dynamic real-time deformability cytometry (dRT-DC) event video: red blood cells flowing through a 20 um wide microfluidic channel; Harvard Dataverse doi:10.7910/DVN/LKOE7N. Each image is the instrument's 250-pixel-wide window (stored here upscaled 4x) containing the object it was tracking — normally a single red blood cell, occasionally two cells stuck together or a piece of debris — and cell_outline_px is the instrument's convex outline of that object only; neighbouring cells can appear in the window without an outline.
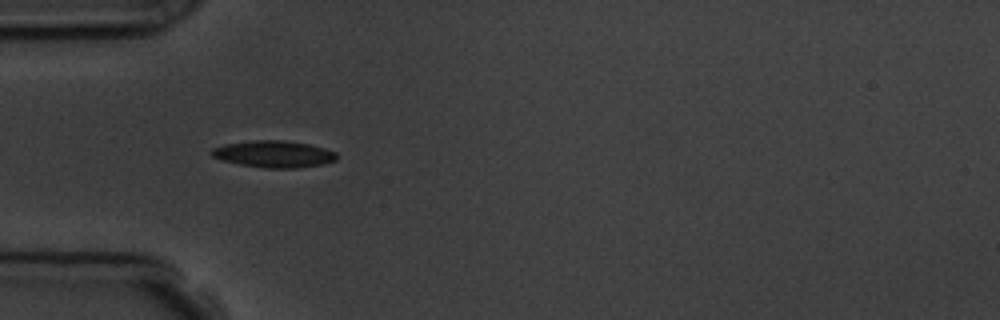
{"species": "common noctule bat (a hibernating species)", "species_latin": "Nyctalus noctula", "temperature_condition": "room temperature", "stored_images_in_passage": 10, "camera_frame_rate_fps": 3000, "um_per_image_px": 0.085, "animal": {"sex": "male", "body_mass_g": 19.5, "forearm_length_mm": 54.6}, "frame": {"image": 1, "passage_image": 6, "time_ms": 5.667, "image_size_px": [1000, 320], "cell_outline_px": [[336, 160], [324, 164], [296, 168], [268, 168], [240, 164], [224, 160], [212, 156], [212, 148], [224, 144], [252, 140], [284, 140], [308, 144], [324, 148], [336, 152]], "centroid_in_image_um": [23.29, 13.09], "position_along_channel_um": 61.7, "area_um2": 19.36}}